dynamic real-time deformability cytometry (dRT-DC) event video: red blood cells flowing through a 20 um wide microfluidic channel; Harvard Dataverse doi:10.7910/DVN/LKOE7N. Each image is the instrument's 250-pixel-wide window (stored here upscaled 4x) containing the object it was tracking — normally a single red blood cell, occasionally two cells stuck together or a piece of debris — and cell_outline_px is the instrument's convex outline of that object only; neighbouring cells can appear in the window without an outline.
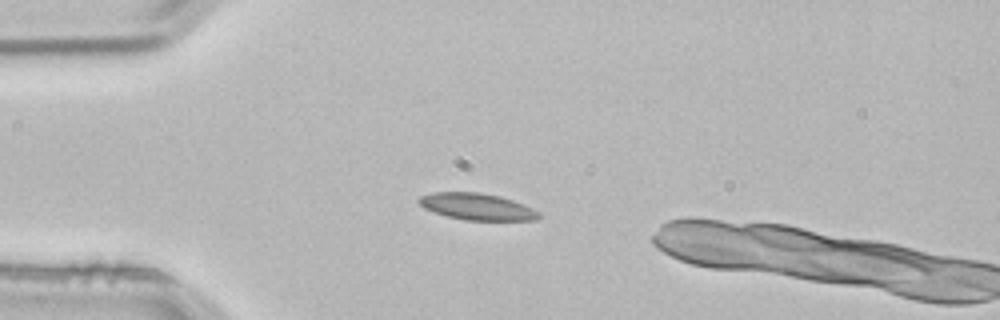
{"species": "common noctule bat (a hibernating species)", "species_latin": "Nyctalus noctula", "temperature_condition": "room temperature", "stored_images_in_passage": 2, "camera_frame_rate_fps": 3000, "um_per_image_px": 0.085, "animal": {"sex": "male", "body_mass_g": 21.5, "forearm_length_mm": 52.0}, "frame": {"image": 1, "passage_image": 1, "time_ms": 0.0, "image_size_px": [1000, 320], "cell_outline_px": [[540, 216], [536, 220], [464, 220], [432, 212], [424, 208], [416, 200], [420, 196], [432, 192], [480, 192], [500, 196], [524, 204], [540, 212]], "centroid_in_image_um": [40.52, 17.56], "position_along_channel_um": 44.5, "area_um2": 18.73}}